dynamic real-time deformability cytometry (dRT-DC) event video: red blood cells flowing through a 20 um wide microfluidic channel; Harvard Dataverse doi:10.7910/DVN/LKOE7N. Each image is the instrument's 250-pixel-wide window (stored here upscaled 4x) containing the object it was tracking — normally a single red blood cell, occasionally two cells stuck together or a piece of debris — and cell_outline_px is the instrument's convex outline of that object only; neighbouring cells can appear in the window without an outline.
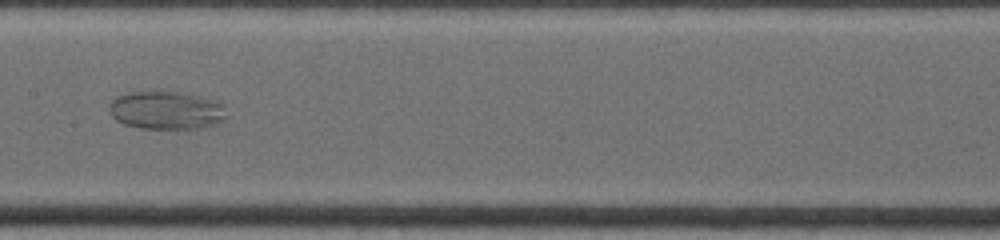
{"species": "common noctule bat (a hibernating species)", "species_latin": "Nyctalus noctula", "temperature_condition": "warm", "stored_images_in_passage": 41, "camera_frame_rate_fps": 4500, "um_per_image_px": 0.085, "animal": {"sex": "female", "body_mass_g": 19.0, "forearm_length_mm": 53.3}, "frame": {"image": 1, "passage_image": 21, "time_ms": 5.778, "image_size_px": [1000, 240], "cell_outline_px": [[224, 120], [216, 124], [204, 128], [140, 128], [124, 124], [116, 120], [112, 116], [108, 108], [112, 100], [116, 96], [128, 92], [184, 92], [212, 100], [220, 104], [224, 116]], "centroid_in_image_um": [14.07, 9.38], "position_along_channel_um": 193.3, "area_um2": 25.72}}
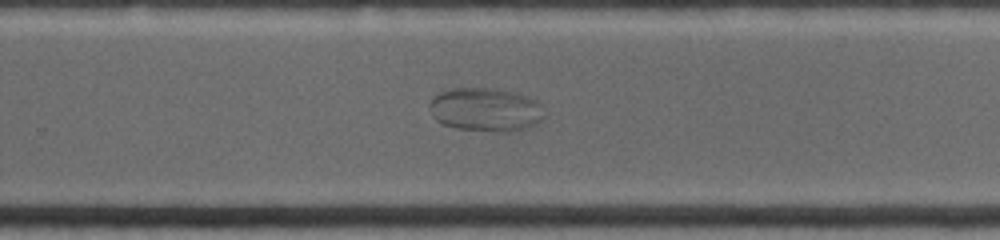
{"frame": {"image": 2, "passage_image": 29, "time_ms": 8.222, "image_size_px": [1000, 240], "cell_outline_px": [[544, 116], [536, 124], [528, 128], [508, 132], [496, 132], [456, 128], [444, 124], [436, 120], [432, 116], [428, 108], [428, 104], [440, 92], [452, 88], [496, 88], [512, 92], [536, 100], [540, 104]], "centroid_in_image_um": [41.26, 9.33], "position_along_channel_um": 288.5, "area_um2": 29.19}}
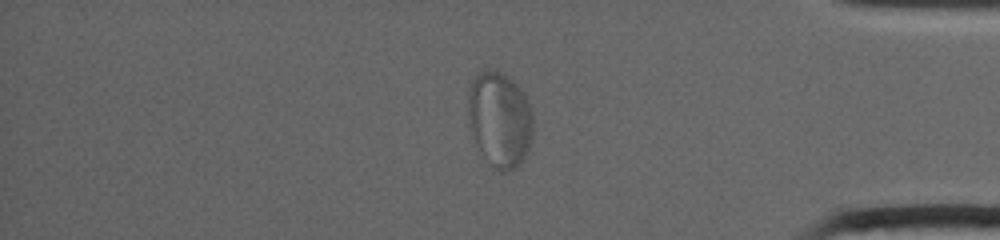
{"frame": {"image": 3, "passage_image": 39, "time_ms": 11.556, "image_size_px": [1000, 240], "cell_outline_px": [[532, 136], [528, 148], [520, 164], [516, 168], [504, 172], [500, 172], [492, 168], [476, 148], [468, 108], [468, 88], [472, 80], [480, 72], [500, 72], [516, 84], [524, 92], [532, 112]], "centroid_in_image_um": [42.47, 10.21], "position_along_channel_um": 392.7, "area_um2": 35.89}}